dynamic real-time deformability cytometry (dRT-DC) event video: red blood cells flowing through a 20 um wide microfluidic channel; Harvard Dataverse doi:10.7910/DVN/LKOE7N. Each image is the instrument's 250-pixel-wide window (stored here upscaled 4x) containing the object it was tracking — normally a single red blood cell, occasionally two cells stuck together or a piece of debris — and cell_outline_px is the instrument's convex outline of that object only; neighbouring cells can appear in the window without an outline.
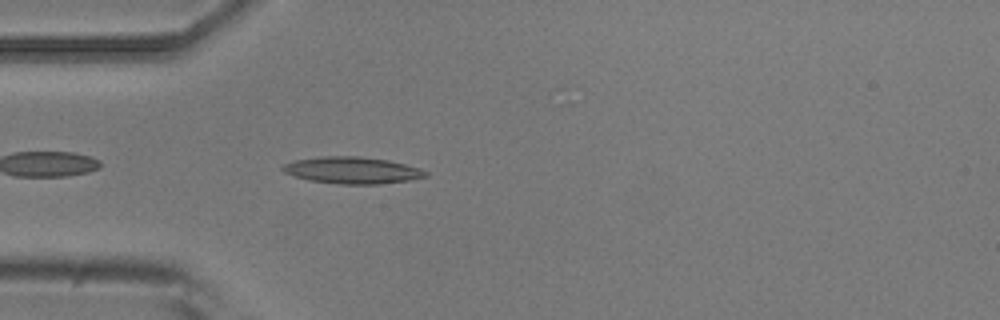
{"species": "common noctule bat (a hibernating species)", "species_latin": "Nyctalus noctula", "temperature_condition": "room temperature", "stored_images_in_passage": 40, "camera_frame_rate_fps": 3000, "um_per_image_px": 0.085, "animal": {"sex": "male", "body_mass_g": 20.5, "forearm_length_mm": 52.5}, "frame": {"image": 1, "passage_image": 3, "time_ms": 0.667, "image_size_px": [1000, 320], "cell_outline_px": [[428, 176], [412, 180], [380, 184], [340, 184], [308, 180], [284, 172], [280, 168], [284, 164], [292, 160], [320, 156], [356, 156], [388, 160], [420, 168], [428, 172]], "centroid_in_image_um": [29.94, 14.47], "position_along_channel_um": 55.1, "area_um2": 22.37}}
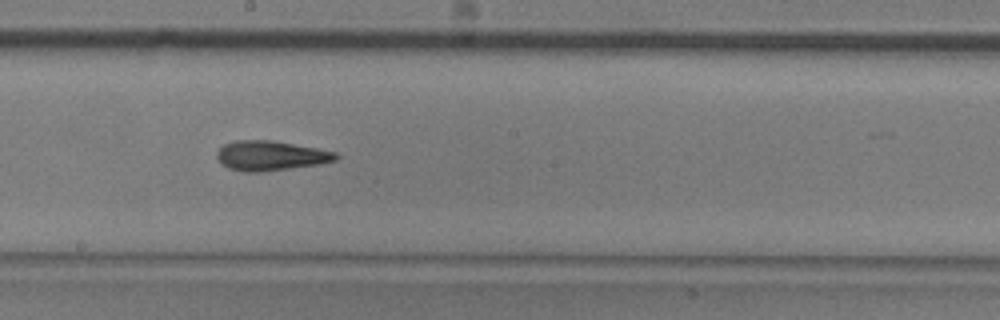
{"frame": {"image": 2, "passage_image": 17, "time_ms": 5.333, "image_size_px": [1000, 320], "cell_outline_px": [[340, 156], [336, 160], [320, 164], [260, 172], [244, 172], [228, 168], [216, 156], [216, 152], [224, 144], [236, 140], [272, 140], [316, 148], [336, 152]], "centroid_in_image_um": [23.01, 13.23], "position_along_channel_um": 225.2, "area_um2": 20.52}}
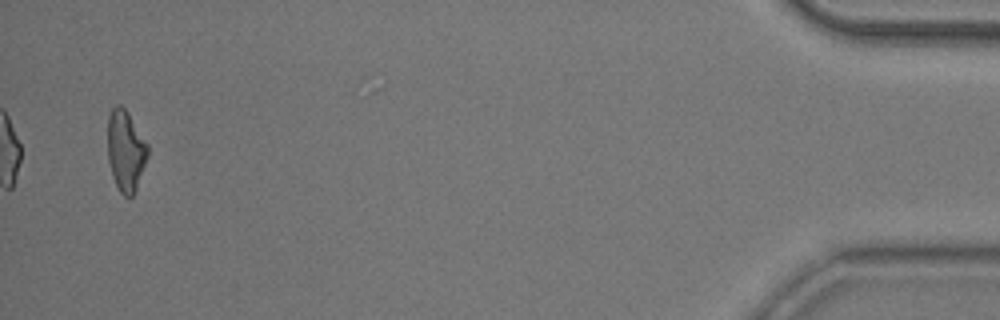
{"frame": {"image": 3, "passage_image": 40, "time_ms": 13.0, "image_size_px": [1000, 320], "cell_outline_px": [[148, 156], [136, 188], [132, 196], [124, 196], [120, 192], [112, 176], [108, 160], [108, 116], [112, 108], [116, 104], [120, 104], [128, 112], [148, 144]], "centroid_in_image_um": [10.68, 12.78], "position_along_channel_um": 424.5, "area_um2": 18.84}, "authors_computed_cell_mechanics": {"area_um2": 19.7387, "velocity_mm_per_s": 3.7326, "shape_relaxation_time_tau1_ms": 5.993, "shape_relaxation_time_tau2_ms": 4.7724, "deformation_change_tau1": 0.1776, "deformation_change_tau2": 0.1672}}